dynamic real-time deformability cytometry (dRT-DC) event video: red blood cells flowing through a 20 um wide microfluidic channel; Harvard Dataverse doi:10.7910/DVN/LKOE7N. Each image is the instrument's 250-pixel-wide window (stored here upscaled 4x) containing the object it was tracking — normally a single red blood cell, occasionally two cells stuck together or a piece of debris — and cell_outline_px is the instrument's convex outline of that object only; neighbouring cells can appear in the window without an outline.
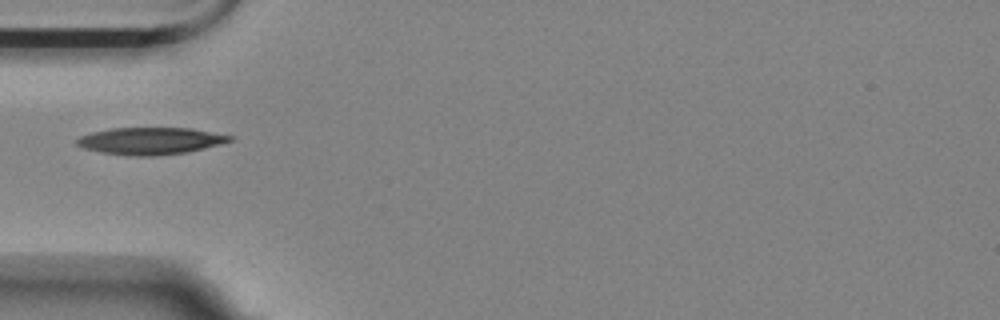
{"species": "Egyptian fruit bat (a non-hibernating species)", "species_latin": "Rousettus aegyptiacus", "temperature_condition": "room temperature", "stored_images_in_passage": 37, "camera_frame_rate_fps": 3000, "um_per_image_px": 0.085, "animal": {"sex": "female"}, "frame": {"image": 1, "passage_image": 1, "time_ms": 0.0, "image_size_px": [1000, 320], "cell_outline_px": [[236, 136], [232, 140], [204, 148], [188, 152], [152, 156], [128, 156], [100, 152], [84, 148], [76, 144], [76, 140], [80, 136], [92, 132], [112, 128], [192, 128]], "centroid_in_image_um": [12.79, 11.97], "position_along_channel_um": 72.2, "area_um2": 24.16}}
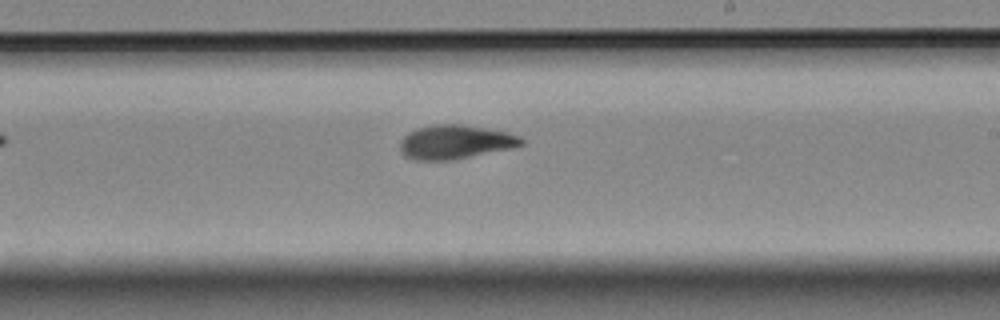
{"frame": {"image": 2, "passage_image": 16, "time_ms": 5.0, "image_size_px": [1000, 320], "cell_outline_px": [[524, 144], [512, 148], [452, 160], [416, 160], [404, 156], [400, 152], [400, 140], [408, 132], [416, 128], [436, 124], [460, 124], [508, 132], [520, 136], [524, 140]], "centroid_in_image_um": [38.68, 12.07], "position_along_channel_um": 250.3, "area_um2": 24.1}}
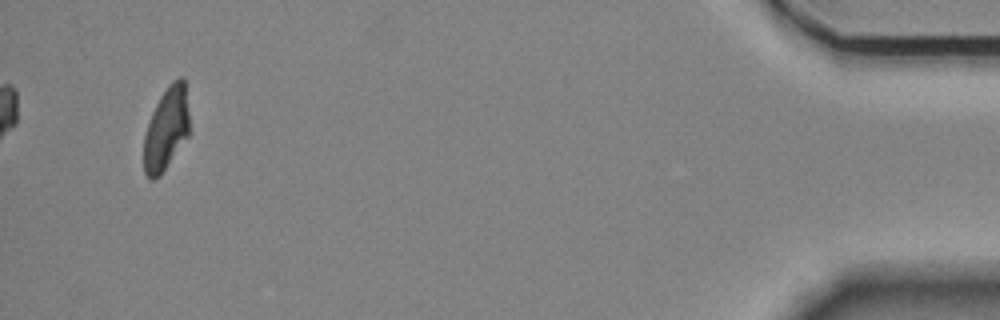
{"frame": {"image": 3, "passage_image": 37, "time_ms": 12.0, "image_size_px": [1000, 320], "cell_outline_px": [[192, 132], [160, 176], [152, 180], [144, 172], [144, 136], [152, 112], [160, 96], [168, 84], [172, 80], [180, 76], [184, 80]], "centroid_in_image_um": [14.18, 10.94], "position_along_channel_um": 421.0, "area_um2": 22.43}}